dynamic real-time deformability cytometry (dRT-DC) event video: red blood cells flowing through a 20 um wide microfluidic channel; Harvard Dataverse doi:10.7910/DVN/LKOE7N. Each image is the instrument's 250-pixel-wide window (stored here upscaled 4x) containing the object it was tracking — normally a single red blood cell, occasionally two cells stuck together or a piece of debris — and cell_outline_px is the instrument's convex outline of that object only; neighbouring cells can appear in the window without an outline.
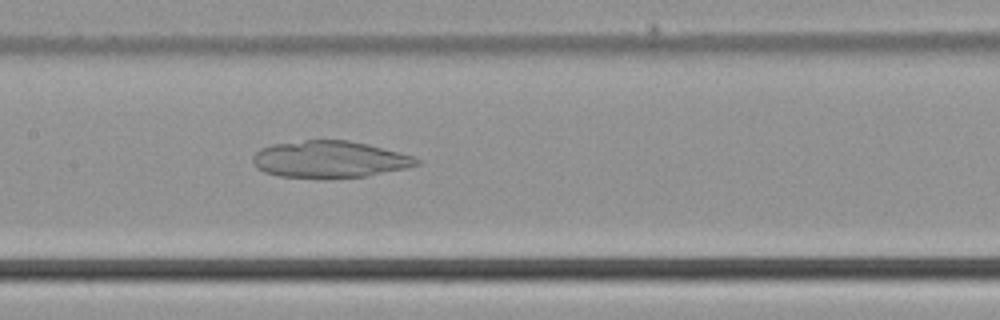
{"species": "common noctule bat (a hibernating species)", "species_latin": "Nyctalus noctula", "temperature_condition": "cold", "stored_images_in_passage": 49, "camera_frame_rate_fps": 3000, "um_per_image_px": 0.085, "animal": {"sex": "male", "body_mass_g": 21.5, "forearm_length_mm": 52.0}, "frame": {"image": 1, "passage_image": 24, "time_ms": 7.667, "image_size_px": [1000, 320], "cell_outline_px": [[420, 164], [408, 168], [368, 176], [328, 180], [280, 176], [264, 172], [256, 168], [252, 160], [252, 156], [260, 148], [272, 144], [304, 140], [348, 140], [368, 144], [416, 156], [420, 160]], "centroid_in_image_um": [28.04, 13.57], "position_along_channel_um": 179.4, "area_um2": 36.07}}
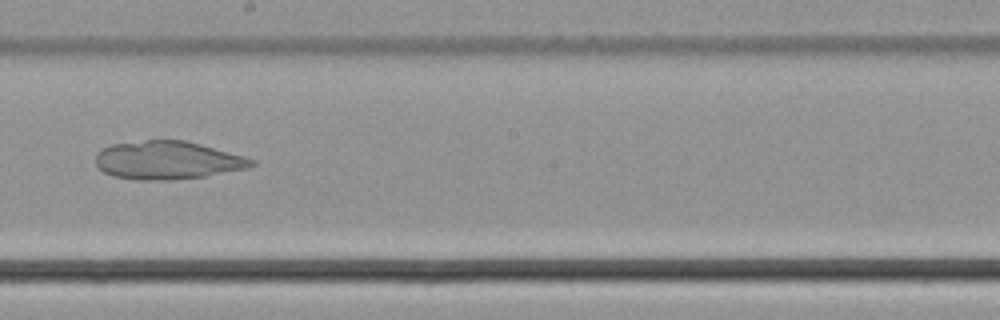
{"frame": {"image": 2, "passage_image": 28, "time_ms": 9.0, "image_size_px": [1000, 320], "cell_outline_px": [[256, 164], [248, 168], [204, 176], [168, 180], [136, 180], [112, 176], [104, 172], [96, 164], [96, 152], [112, 144], [144, 140], [184, 140], [200, 144], [244, 156], [256, 160]], "centroid_in_image_um": [14.23, 13.62], "position_along_channel_um": 234.0, "area_um2": 34.62}}
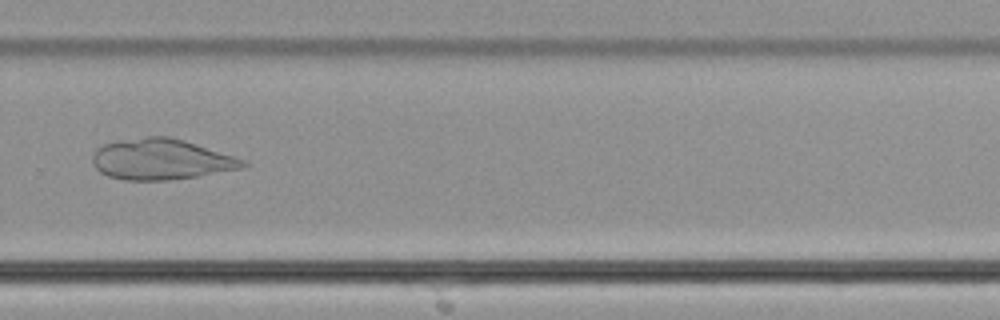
{"frame": {"image": 3, "passage_image": 34, "time_ms": 11.0, "image_size_px": [1000, 320], "cell_outline_px": [[248, 164], [244, 168], [196, 176], [168, 180], [124, 180], [108, 176], [100, 172], [92, 164], [92, 152], [96, 148], [104, 144], [120, 140], [148, 136], [168, 136], [184, 140], [236, 156], [248, 160]], "centroid_in_image_um": [13.7, 13.54], "position_along_channel_um": 316.1, "area_um2": 36.01}}